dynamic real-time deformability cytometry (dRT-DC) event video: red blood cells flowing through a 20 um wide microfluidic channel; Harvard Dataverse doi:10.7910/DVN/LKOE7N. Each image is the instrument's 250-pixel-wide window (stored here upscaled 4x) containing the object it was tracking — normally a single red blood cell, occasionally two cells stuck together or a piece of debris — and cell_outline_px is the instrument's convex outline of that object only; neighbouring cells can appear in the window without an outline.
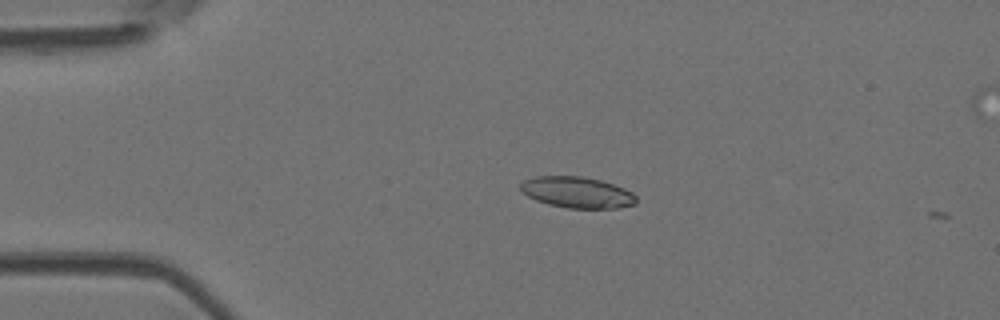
{"species": "Egyptian fruit bat (a non-hibernating species)", "species_latin": "Rousettus aegyptiacus", "temperature_condition": "room temperature", "stored_images_in_passage": 2, "camera_frame_rate_fps": 3000, "um_per_image_px": 0.085, "animal": {"sex": "female"}, "frame": {"image": 1, "passage_image": 1, "time_ms": 0.0, "image_size_px": [1000, 320], "cell_outline_px": [[636, 204], [620, 208], [568, 208], [548, 204], [536, 200], [528, 196], [520, 188], [520, 184], [524, 180], [536, 176], [580, 176], [600, 180], [624, 188], [632, 192], [636, 196]], "centroid_in_image_um": [49.07, 16.35], "position_along_channel_um": 35.9, "area_um2": 20.92}}